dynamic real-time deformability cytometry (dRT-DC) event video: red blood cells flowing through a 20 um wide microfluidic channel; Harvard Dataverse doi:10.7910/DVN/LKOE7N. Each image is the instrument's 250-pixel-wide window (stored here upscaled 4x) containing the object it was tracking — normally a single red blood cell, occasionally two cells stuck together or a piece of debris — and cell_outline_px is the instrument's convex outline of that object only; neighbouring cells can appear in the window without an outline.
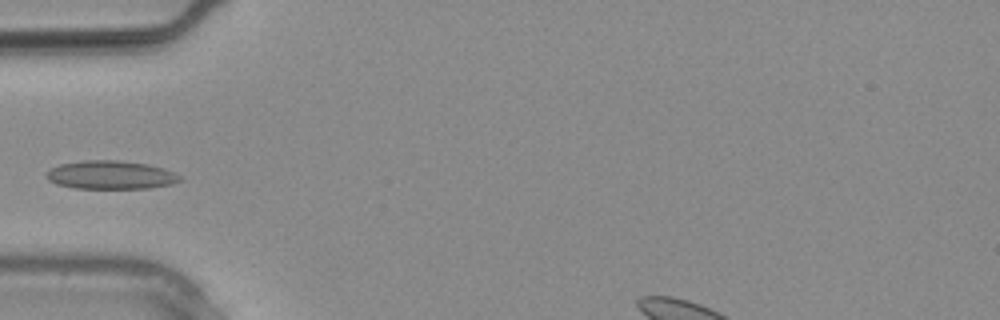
{"species": "common noctule bat (a hibernating species)", "species_latin": "Nyctalus noctula", "temperature_condition": "warm", "stored_images_in_passage": 9, "camera_frame_rate_fps": 3000, "um_per_image_px": 0.085, "animal": {"sex": "male", "body_mass_g": 20.4}, "frame": {"image": 1, "passage_image": 8, "time_ms": 2.333, "image_size_px": [1000, 320], "cell_outline_px": [[184, 180], [172, 184], [148, 188], [76, 188], [56, 184], [48, 180], [44, 176], [52, 168], [60, 164], [84, 160], [116, 160], [148, 164], [164, 168], [180, 176]], "centroid_in_image_um": [9.42, 14.87], "position_along_channel_um": 75.6, "area_um2": 22.08}}